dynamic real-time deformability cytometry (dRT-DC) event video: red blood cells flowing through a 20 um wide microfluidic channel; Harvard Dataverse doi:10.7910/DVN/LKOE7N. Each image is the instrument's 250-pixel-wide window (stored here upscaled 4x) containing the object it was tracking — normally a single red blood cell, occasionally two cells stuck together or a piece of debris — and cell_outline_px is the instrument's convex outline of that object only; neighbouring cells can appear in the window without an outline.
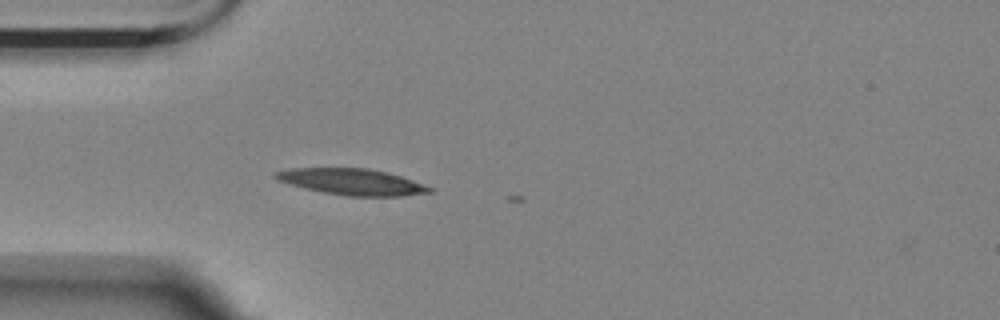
{"species": "Egyptian fruit bat (a non-hibernating species)", "species_latin": "Rousettus aegyptiacus", "temperature_condition": "room temperature", "stored_images_in_passage": 2, "camera_frame_rate_fps": 3000, "um_per_image_px": 0.085, "animal": {"sex": "female"}, "frame": {"image": 1, "passage_image": 1, "time_ms": 0.0, "image_size_px": [1000, 320], "cell_outline_px": [[432, 192], [400, 196], [348, 196], [324, 192], [304, 188], [276, 180], [272, 176], [272, 172], [288, 168], [368, 168], [388, 172], [424, 184], [432, 188]], "centroid_in_image_um": [29.86, 15.44], "position_along_channel_um": 55.1, "area_um2": 23.58}}